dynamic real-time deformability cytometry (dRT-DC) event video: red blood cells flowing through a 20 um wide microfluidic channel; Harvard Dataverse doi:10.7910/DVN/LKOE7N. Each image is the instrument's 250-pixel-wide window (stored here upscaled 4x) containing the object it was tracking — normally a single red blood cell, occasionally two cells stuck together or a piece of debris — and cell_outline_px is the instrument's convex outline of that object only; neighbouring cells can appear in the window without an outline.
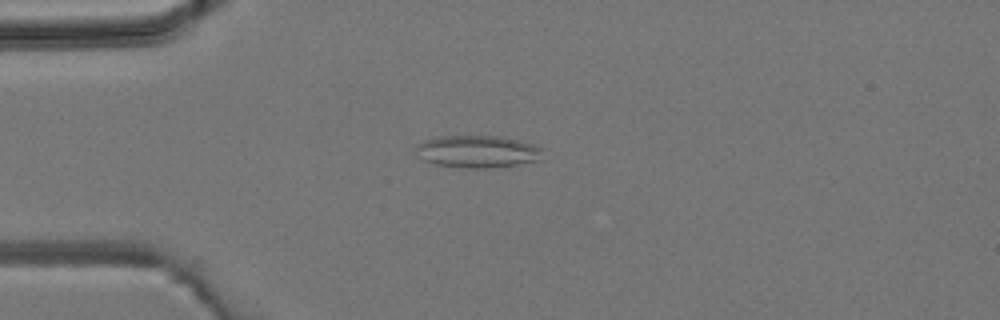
{"species": "common noctule bat (a hibernating species)", "species_latin": "Nyctalus noctula", "temperature_condition": "room temperature", "stored_images_in_passage": 3, "camera_frame_rate_fps": 3000, "um_per_image_px": 0.085, "animal": {"sex": "male", "body_mass_g": 19.2, "forearm_length_mm": 51.8}, "frame": {"image": 1, "passage_image": 1, "time_ms": 0.0, "image_size_px": [1000, 320], "cell_outline_px": [[544, 148], [540, 160], [516, 164], [488, 168], [464, 168], [432, 164], [424, 160], [416, 148], [416, 144], [424, 140], [440, 136], [496, 136], [520, 140], [536, 144]], "centroid_in_image_um": [40.62, 12.87], "position_along_channel_um": 44.4, "area_um2": 23.93}}